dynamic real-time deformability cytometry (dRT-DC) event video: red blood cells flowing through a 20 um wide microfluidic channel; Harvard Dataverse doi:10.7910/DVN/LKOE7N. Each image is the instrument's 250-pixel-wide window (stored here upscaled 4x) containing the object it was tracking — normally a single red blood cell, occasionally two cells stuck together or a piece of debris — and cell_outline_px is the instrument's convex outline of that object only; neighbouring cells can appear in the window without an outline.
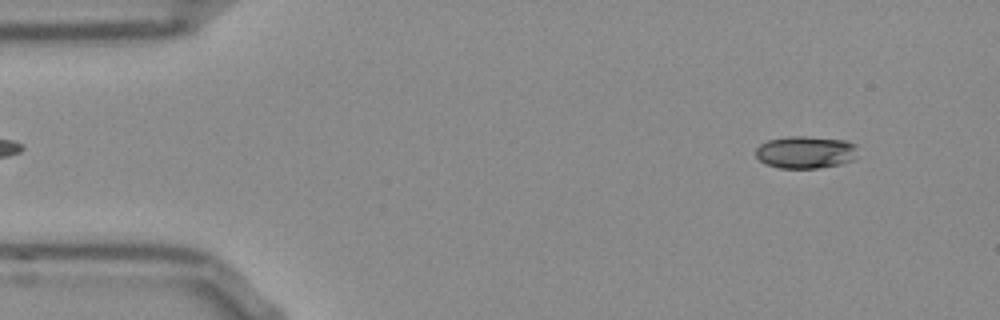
{"species": "Egyptian fruit bat (a non-hibernating species)", "species_latin": "Rousettus aegyptiacus", "temperature_condition": "room temperature", "stored_images_in_passage": 52, "camera_frame_rate_fps": 3000, "um_per_image_px": 0.085, "frame": {"image": 1, "passage_image": 4, "time_ms": 1.0, "image_size_px": [1000, 320], "cell_outline_px": [[856, 160], [840, 164], [816, 168], [780, 168], [764, 164], [756, 156], [756, 148], [760, 144], [768, 140], [788, 136], [804, 136], [844, 140], [856, 144]], "centroid_in_image_um": [68.47, 12.94], "position_along_channel_um": 16.5, "area_um2": 19.36}}
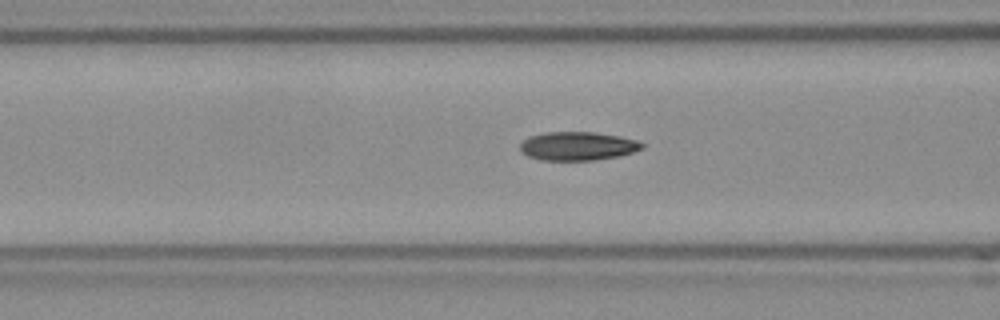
{"frame": {"image": 2, "passage_image": 19, "time_ms": 6.0, "image_size_px": [1000, 320], "cell_outline_px": [[644, 148], [620, 156], [592, 160], [540, 160], [528, 156], [520, 152], [520, 144], [528, 136], [544, 132], [596, 132], [620, 136], [636, 140], [644, 144]], "centroid_in_image_um": [49.08, 12.41], "position_along_channel_um": 117.5, "area_um2": 20.46}}
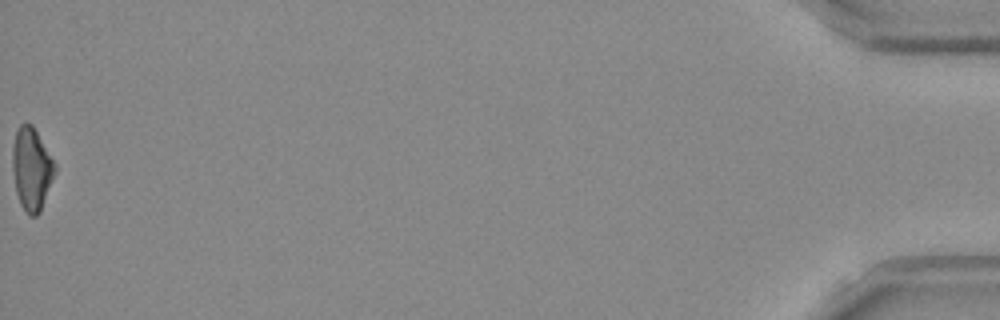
{"frame": {"image": 3, "passage_image": 52, "time_ms": 17.0, "image_size_px": [1000, 320], "cell_outline_px": [[56, 172], [40, 212], [36, 216], [28, 216], [20, 204], [16, 192], [12, 172], [12, 148], [16, 132], [20, 124], [32, 124], [56, 164]], "centroid_in_image_um": [2.68, 14.39], "position_along_channel_um": 432.5, "area_um2": 20.52}, "authors_computed_cell_mechanics": {"area_um2": 20.0855, "velocity_mm_per_s": 3.8363, "shape_relaxation_time_tau1_ms": 9.0552, "shape_relaxation_time_tau2_ms": 3.0048, "deformation_change_tau1": 0.2168, "deformation_change_tau2": 0.0953}}